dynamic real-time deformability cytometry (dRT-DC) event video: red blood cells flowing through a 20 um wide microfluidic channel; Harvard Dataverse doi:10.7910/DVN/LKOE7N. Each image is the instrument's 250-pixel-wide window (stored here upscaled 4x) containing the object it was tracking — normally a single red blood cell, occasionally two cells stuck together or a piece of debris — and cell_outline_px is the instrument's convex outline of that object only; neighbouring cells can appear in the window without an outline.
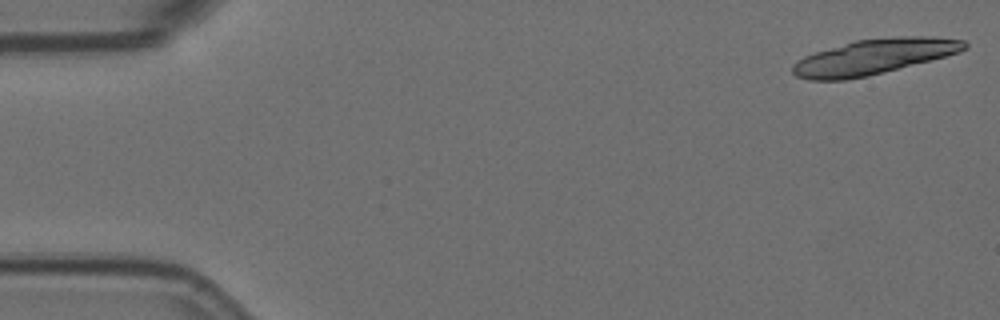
{"species": "Egyptian fruit bat (a non-hibernating species)", "species_latin": "Rousettus aegyptiacus", "temperature_condition": "room temperature", "stored_images_in_passage": 19, "camera_frame_rate_fps": 3000, "um_per_image_px": 0.085, "animal": {"sex": "female"}, "frame": {"image": 1, "passage_image": 1, "time_ms": 0.0, "image_size_px": [1000, 320], "cell_outline_px": [[968, 48], [960, 52], [868, 76], [844, 80], [808, 80], [796, 76], [792, 72], [792, 64], [796, 60], [804, 56], [816, 52], [856, 40], [900, 36], [924, 36], [964, 40], [968, 44]], "centroid_in_image_um": [74.24, 4.83], "position_along_channel_um": 10.8, "area_um2": 35.03}}